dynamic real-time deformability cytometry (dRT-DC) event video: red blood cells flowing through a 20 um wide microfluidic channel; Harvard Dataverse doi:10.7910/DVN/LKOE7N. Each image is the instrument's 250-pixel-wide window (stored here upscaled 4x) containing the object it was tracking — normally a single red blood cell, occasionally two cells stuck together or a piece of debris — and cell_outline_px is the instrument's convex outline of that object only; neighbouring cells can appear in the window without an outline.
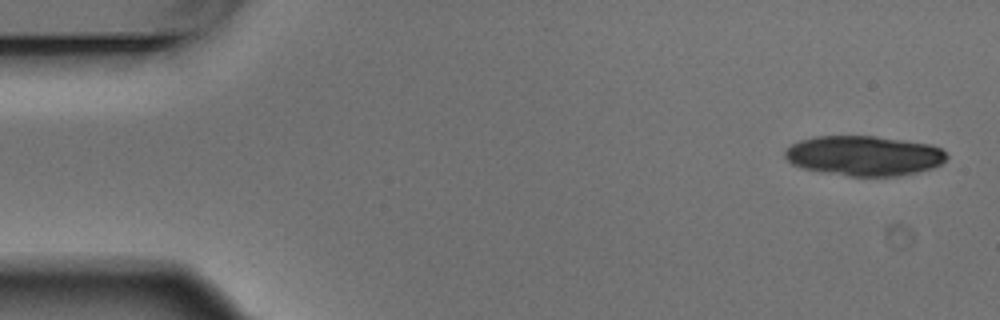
{"species": "Egyptian fruit bat (a non-hibernating species)", "species_latin": "Rousettus aegyptiacus", "temperature_condition": "warm", "stored_images_in_passage": 4, "camera_frame_rate_fps": 3000, "um_per_image_px": 0.085, "animal": {"sex": "male"}, "frame": {"image": 1, "passage_image": 1, "time_ms": 0.0, "image_size_px": [1000, 320], "cell_outline_px": [[948, 156], [940, 164], [932, 168], [916, 172], [896, 176], [848, 176], [804, 168], [792, 164], [784, 156], [784, 152], [792, 144], [800, 140], [816, 136], [876, 136], [932, 144], [940, 148]], "centroid_in_image_um": [73.45, 13.23], "position_along_channel_um": 11.6, "area_um2": 37.45}}